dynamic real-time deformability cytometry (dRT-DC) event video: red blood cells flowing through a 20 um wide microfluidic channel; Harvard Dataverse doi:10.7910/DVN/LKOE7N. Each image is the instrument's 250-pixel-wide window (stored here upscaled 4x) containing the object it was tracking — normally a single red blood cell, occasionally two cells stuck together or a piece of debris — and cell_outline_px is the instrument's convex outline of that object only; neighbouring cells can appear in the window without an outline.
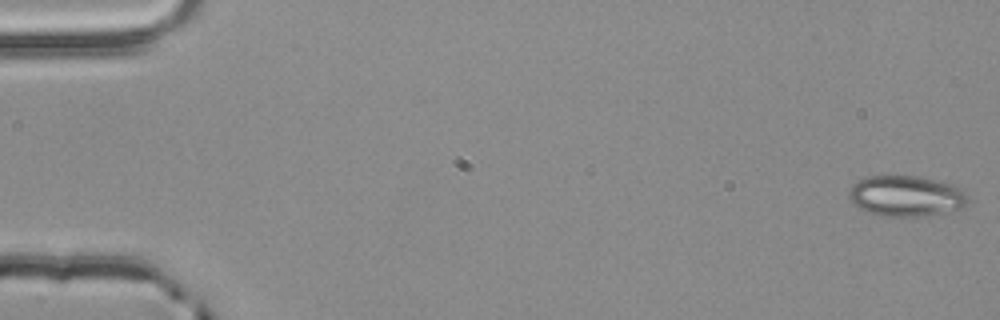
{"species": "common noctule bat (a hibernating species)", "species_latin": "Nyctalus noctula", "temperature_condition": "room temperature", "stored_images_in_passage": 5, "camera_frame_rate_fps": 3000, "um_per_image_px": 0.085, "animal": {"sex": "male", "body_mass_g": 20.4}, "frame": {"image": 1, "passage_image": 1, "time_ms": 0.0, "image_size_px": [1000, 320], "cell_outline_px": [[968, 204], [964, 208], [924, 216], [880, 216], [868, 212], [860, 208], [848, 196], [848, 188], [852, 184], [868, 176], [920, 176], [952, 184], [960, 188], [964, 192], [968, 200]], "centroid_in_image_um": [77.02, 16.66], "position_along_channel_um": 8.0, "area_um2": 28.26}}